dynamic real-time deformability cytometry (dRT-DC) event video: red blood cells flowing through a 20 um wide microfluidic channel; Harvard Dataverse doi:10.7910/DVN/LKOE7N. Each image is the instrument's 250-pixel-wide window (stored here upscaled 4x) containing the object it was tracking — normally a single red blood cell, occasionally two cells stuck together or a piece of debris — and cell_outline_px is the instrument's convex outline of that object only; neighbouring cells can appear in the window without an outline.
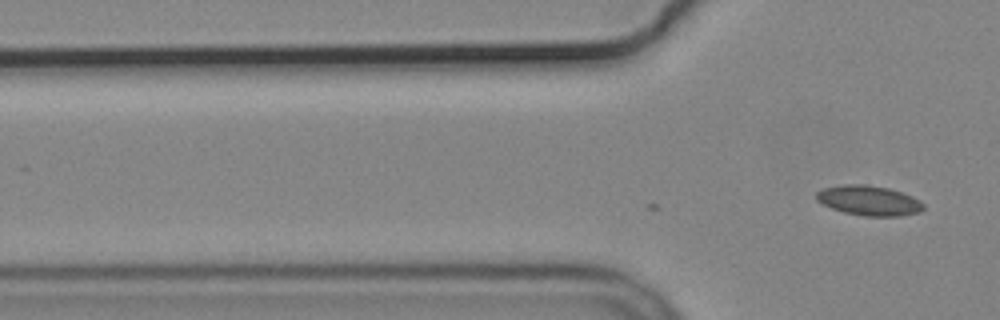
{"species": "common noctule bat (a hibernating species)", "species_latin": "Nyctalus noctula", "temperature_condition": "cold", "stored_images_in_passage": 2, "camera_frame_rate_fps": 3000, "um_per_image_px": 0.085, "animal": {"sex": "male", "body_mass_g": 19.2, "forearm_length_mm": 51.8}, "frame": {"image": 1, "passage_image": 2, "time_ms": 0.333, "image_size_px": [1000, 320], "cell_outline_px": [[924, 208], [920, 212], [900, 216], [864, 216], [844, 212], [832, 208], [816, 200], [816, 192], [824, 188], [844, 184], [864, 184], [888, 188], [912, 196], [920, 200], [924, 204]], "centroid_in_image_um": [73.87, 17.05], "position_along_channel_um": 51.9, "area_um2": 18.61}}